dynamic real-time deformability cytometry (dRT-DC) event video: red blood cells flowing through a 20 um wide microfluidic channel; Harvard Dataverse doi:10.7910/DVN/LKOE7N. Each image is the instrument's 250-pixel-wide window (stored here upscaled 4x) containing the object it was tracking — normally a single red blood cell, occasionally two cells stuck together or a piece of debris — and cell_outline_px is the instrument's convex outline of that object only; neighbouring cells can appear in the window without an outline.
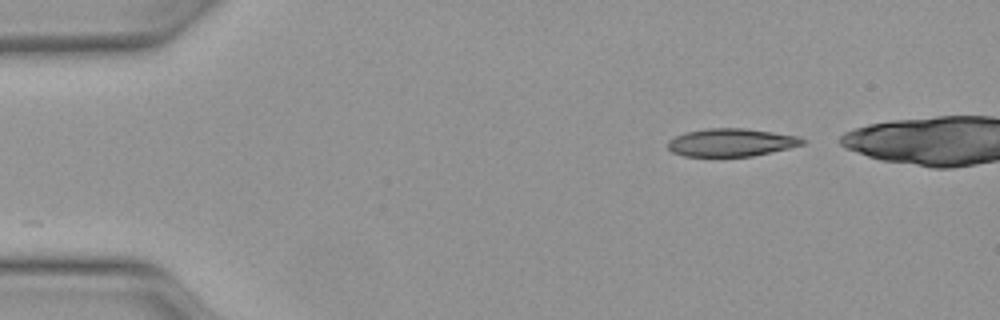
{"species": "Egyptian fruit bat (a non-hibernating species)", "species_latin": "Rousettus aegyptiacus", "temperature_condition": "warm", "stored_images_in_passage": 39, "camera_frame_rate_fps": 3000, "um_per_image_px": 0.085, "animal": {"sex": "female"}, "frame": {"image": 1, "passage_image": 1, "time_ms": 0.0, "image_size_px": [1000, 320], "cell_outline_px": [[808, 140], [804, 144], [788, 148], [752, 156], [684, 156], [672, 152], [668, 148], [668, 140], [684, 132], [708, 128], [744, 128], [800, 136]], "centroid_in_image_um": [62.16, 12.1], "position_along_channel_um": 22.8, "area_um2": 21.91}}
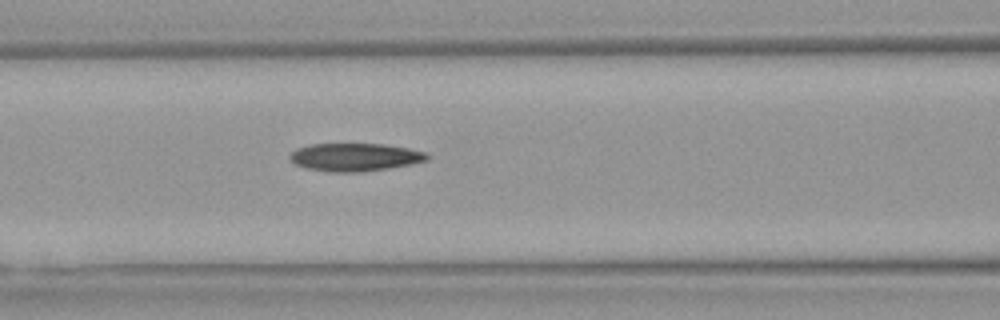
{"frame": {"image": 2, "passage_image": 15, "time_ms": 4.667, "image_size_px": [1000, 320], "cell_outline_px": [[428, 160], [412, 164], [364, 172], [328, 172], [304, 168], [292, 164], [288, 160], [288, 156], [296, 148], [312, 144], [384, 144], [408, 148], [424, 152], [428, 156]], "centroid_in_image_um": [30.1, 13.37], "position_along_channel_um": 136.5, "area_um2": 22.6}}
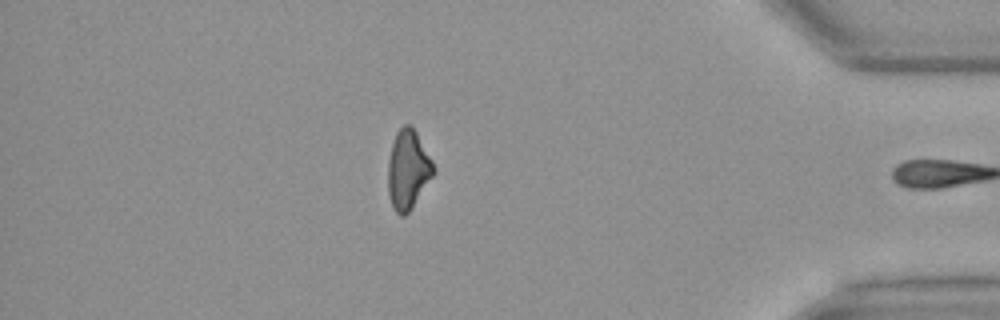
{"frame": {"image": 3, "passage_image": 37, "time_ms": 12.0, "image_size_px": [1000, 320], "cell_outline_px": [[436, 172], [408, 212], [404, 216], [400, 216], [392, 208], [388, 196], [388, 160], [392, 144], [396, 132], [404, 124], [412, 124], [432, 160], [436, 168]], "centroid_in_image_um": [34.68, 14.41], "position_along_channel_um": 400.5, "area_um2": 21.15}, "authors_computed_cell_mechanics": {"area_um2": 22.4264, "velocity_mm_per_s": 4.1376, "shape_relaxation_time_tau1_ms": null, "shape_relaxation_time_tau2_ms": 9.6711, "deformation_change_tau1": null, "deformation_change_tau2": 0.2305}}